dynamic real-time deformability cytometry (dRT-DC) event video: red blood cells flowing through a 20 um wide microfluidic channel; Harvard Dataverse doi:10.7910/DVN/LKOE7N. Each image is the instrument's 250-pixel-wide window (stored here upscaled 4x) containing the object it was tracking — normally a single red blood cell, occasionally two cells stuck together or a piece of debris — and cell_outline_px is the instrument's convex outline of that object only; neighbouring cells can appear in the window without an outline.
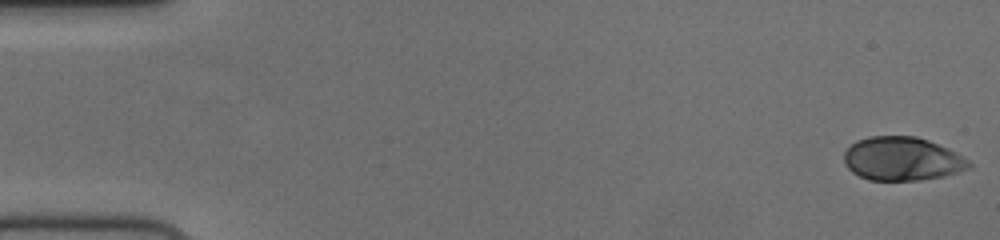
{"species": "human", "species_latin": "Homo sapiens", "temperature_condition": "cold", "stored_images_in_passage": 56, "camera_frame_rate_fps": 3000, "um_per_image_px": 0.085, "donor": {"sex": "female"}, "frame": {"image": 1, "passage_image": 1, "time_ms": 0.0, "image_size_px": [1000, 240], "cell_outline_px": [[972, 168], [944, 176], [920, 180], [868, 180], [852, 172], [844, 164], [844, 152], [856, 140], [868, 136], [916, 136], [928, 140], [948, 148], [956, 152], [968, 160], [972, 164]], "centroid_in_image_um": [76.69, 13.5], "position_along_channel_um": 8.3, "area_um2": 31.91}}
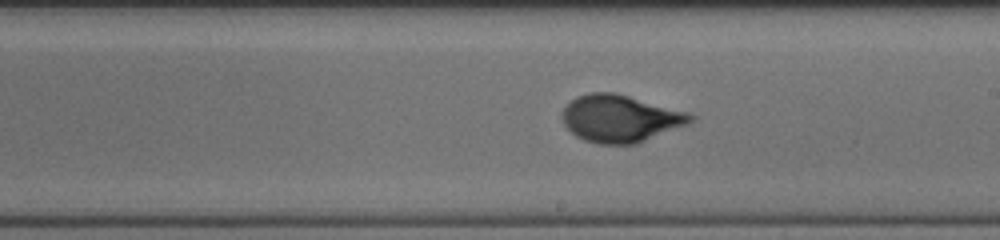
{"frame": {"image": 2, "passage_image": 32, "time_ms": 10.333, "image_size_px": [1000, 240], "cell_outline_px": [[696, 116], [688, 124], [636, 144], [596, 144], [584, 140], [576, 136], [564, 124], [560, 112], [576, 96], [588, 92], [616, 92], [688, 112]], "centroid_in_image_um": [52.71, 10.06], "position_along_channel_um": 236.3, "area_um2": 35.43}}
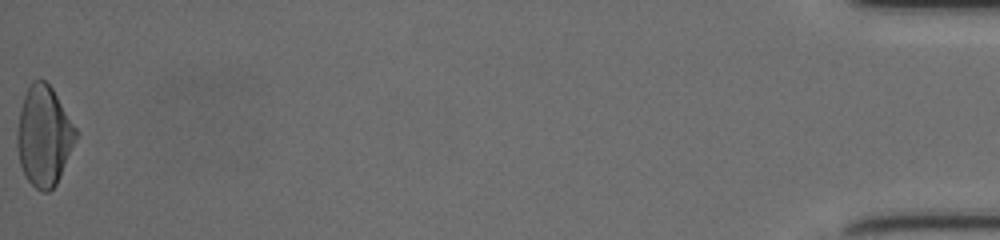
{"frame": {"image": 3, "passage_image": 56, "time_ms": 18.333, "image_size_px": [1000, 240], "cell_outline_px": [[76, 140], [60, 176], [56, 184], [48, 192], [44, 192], [36, 188], [24, 176], [20, 164], [16, 144], [16, 132], [20, 108], [24, 96], [32, 80], [44, 80], [52, 88], [76, 128]], "centroid_in_image_um": [3.71, 11.57], "position_along_channel_um": 431.5, "area_um2": 33.99}, "authors_computed_cell_mechanics": {"area_um2": 33.4373, "velocity_mm_per_s": 3.72, "shape_relaxation_time_tau1_ms": 5.2953, "shape_relaxation_time_tau2_ms": null, "deformation_change_tau1": 0.1971, "deformation_change_tau2": null}}